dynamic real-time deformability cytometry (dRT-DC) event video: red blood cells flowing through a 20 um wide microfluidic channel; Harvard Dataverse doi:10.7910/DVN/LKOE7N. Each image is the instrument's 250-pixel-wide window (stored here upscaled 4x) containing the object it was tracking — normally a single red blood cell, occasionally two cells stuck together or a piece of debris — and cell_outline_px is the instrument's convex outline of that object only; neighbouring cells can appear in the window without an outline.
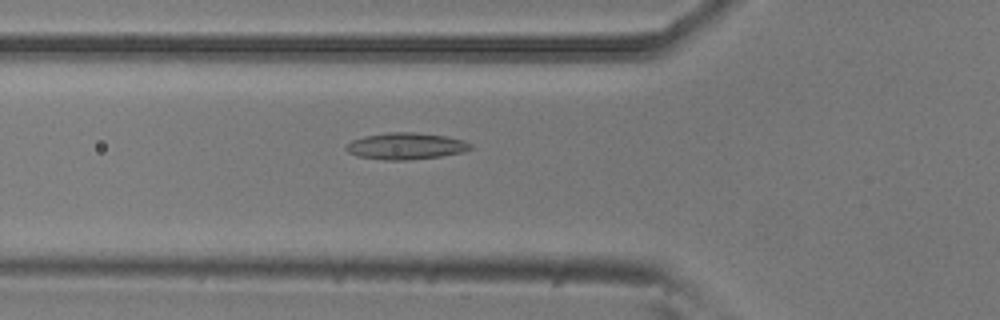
{"species": "common noctule bat (a hibernating species)", "species_latin": "Nyctalus noctula", "temperature_condition": "room temperature", "stored_images_in_passage": 49, "camera_frame_rate_fps": 3000, "um_per_image_px": 0.085, "animal": {"sex": "male", "body_mass_g": 20.5, "forearm_length_mm": 52.5}, "frame": {"image": 1, "passage_image": 14, "time_ms": 4.333, "image_size_px": [1000, 320], "cell_outline_px": [[472, 148], [464, 152], [440, 156], [408, 160], [384, 160], [360, 156], [348, 152], [344, 148], [352, 140], [364, 136], [388, 132], [416, 132], [448, 136], [464, 140], [472, 144]], "centroid_in_image_um": [34.53, 12.41], "position_along_channel_um": 91.3, "area_um2": 19.36}}
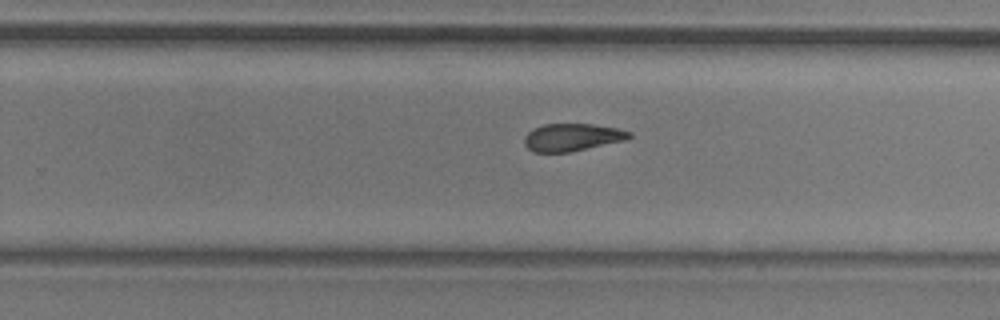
{"frame": {"image": 2, "passage_image": 29, "time_ms": 9.333, "image_size_px": [1000, 320], "cell_outline_px": [[632, 136], [624, 140], [568, 152], [532, 152], [524, 144], [524, 136], [532, 128], [544, 124], [592, 124], [616, 128], [632, 132]], "centroid_in_image_um": [48.58, 11.66], "position_along_channel_um": 281.2, "area_um2": 16.7}}
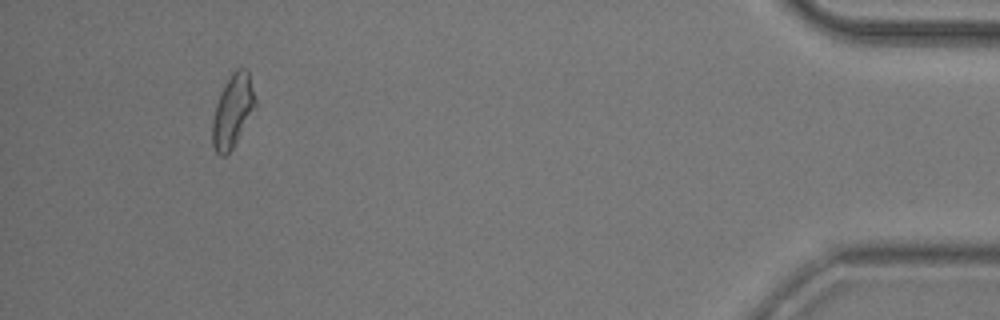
{"frame": {"image": 3, "passage_image": 45, "time_ms": 14.667, "image_size_px": [1000, 320], "cell_outline_px": [[256, 108], [232, 148], [224, 156], [220, 156], [216, 152], [212, 144], [212, 120], [216, 104], [224, 84], [232, 72], [236, 68], [248, 68], [256, 100]], "centroid_in_image_um": [19.79, 9.4], "position_along_channel_um": 415.4, "area_um2": 18.26}, "authors_computed_cell_mechanics": {"area_um2": 18.0336, "velocity_mm_per_s": 3.7895, "shape_relaxation_time_tau1_ms": null, "shape_relaxation_time_tau2_ms": 4.965, "deformation_change_tau1": null, "deformation_change_tau2": 0.1377}}